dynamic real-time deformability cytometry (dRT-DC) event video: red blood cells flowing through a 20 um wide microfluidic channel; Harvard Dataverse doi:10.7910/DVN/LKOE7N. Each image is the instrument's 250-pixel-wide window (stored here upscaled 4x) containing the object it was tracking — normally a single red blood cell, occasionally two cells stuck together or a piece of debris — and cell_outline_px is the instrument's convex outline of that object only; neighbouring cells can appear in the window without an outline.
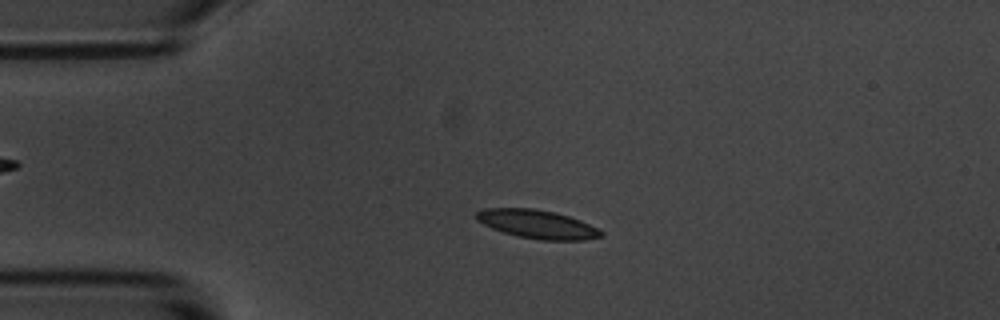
{"species": "common noctule bat (a hibernating species)", "species_latin": "Nyctalus noctula", "temperature_condition": "room temperature", "stored_images_in_passage": 4, "camera_frame_rate_fps": 3000, "um_per_image_px": 0.085, "animal": {"sex": "male", "body_mass_g": 20.1, "forearm_length_mm": 53.5}, "frame": {"image": 1, "passage_image": 3, "time_ms": 2.333, "image_size_px": [1000, 320], "cell_outline_px": [[604, 236], [584, 240], [540, 240], [516, 236], [492, 228], [476, 220], [472, 216], [476, 212], [484, 208], [532, 208], [556, 212], [580, 220], [600, 228], [604, 232]], "centroid_in_image_um": [45.68, 19.05], "position_along_channel_um": 39.3, "area_um2": 21.04}}